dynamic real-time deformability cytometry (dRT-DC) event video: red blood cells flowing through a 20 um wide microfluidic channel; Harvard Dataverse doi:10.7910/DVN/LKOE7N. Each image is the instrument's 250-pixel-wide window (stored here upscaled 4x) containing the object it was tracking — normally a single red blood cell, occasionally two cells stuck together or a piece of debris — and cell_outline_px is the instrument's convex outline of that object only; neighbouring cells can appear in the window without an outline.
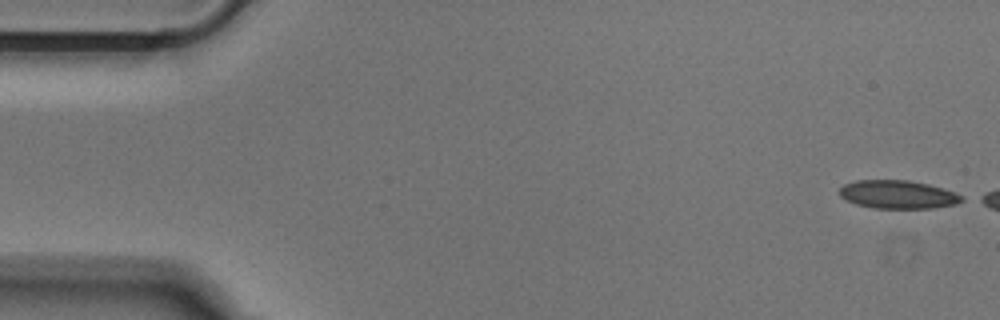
{"species": "Egyptian fruit bat (a non-hibernating species)", "species_latin": "Rousettus aegyptiacus", "temperature_condition": "cold", "stored_images_in_passage": 14, "camera_frame_rate_fps": 3000, "um_per_image_px": 0.085, "animal": {"sex": "male"}, "frame": {"image": 1, "passage_image": 1, "time_ms": 0.0, "image_size_px": [1000, 320], "cell_outline_px": [[964, 200], [956, 204], [932, 208], [872, 208], [856, 204], [840, 196], [840, 188], [844, 184], [856, 180], [908, 180], [928, 184], [956, 192], [964, 196]], "centroid_in_image_um": [76.35, 16.53], "position_along_channel_um": 8.7, "area_um2": 20.17}}
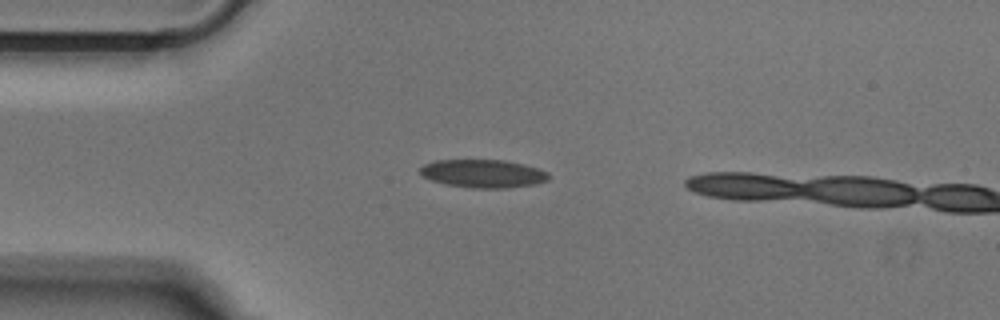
{"frame": {"image": 2, "passage_image": 12, "time_ms": 3.667, "image_size_px": [1000, 320], "cell_outline_px": [[552, 176], [548, 180], [536, 184], [508, 188], [472, 188], [448, 184], [432, 180], [424, 176], [420, 172], [420, 168], [424, 164], [436, 160], [504, 160], [540, 168], [548, 172]], "centroid_in_image_um": [41.13, 14.75], "position_along_channel_um": 43.9, "area_um2": 21.1}}